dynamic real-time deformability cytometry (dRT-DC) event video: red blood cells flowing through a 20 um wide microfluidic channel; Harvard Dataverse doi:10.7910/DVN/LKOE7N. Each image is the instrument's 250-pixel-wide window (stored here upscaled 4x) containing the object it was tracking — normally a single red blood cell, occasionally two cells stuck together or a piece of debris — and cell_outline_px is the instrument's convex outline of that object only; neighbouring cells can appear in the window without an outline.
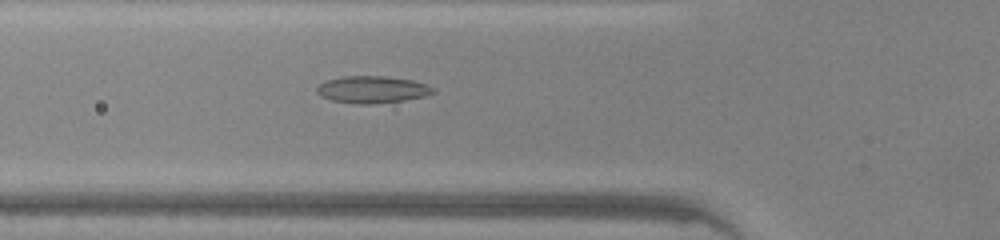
{"species": "common noctule bat (a hibernating species)", "species_latin": "Nyctalus noctula", "temperature_condition": "warm", "stored_images_in_passage": 33, "camera_frame_rate_fps": 3000, "um_per_image_px": 0.085, "animal": {"sex": "male", "body_mass_g": 20.0, "forearm_length_mm": 53.3}, "frame": {"image": 1, "passage_image": 3, "time_ms": 0.667, "image_size_px": [1000, 240], "cell_outline_px": [[436, 92], [424, 96], [404, 100], [372, 104], [356, 104], [332, 100], [320, 96], [316, 92], [316, 88], [320, 84], [328, 80], [344, 76], [384, 76], [412, 80], [436, 88]], "centroid_in_image_um": [31.64, 7.61], "position_along_channel_um": 94.2, "area_um2": 18.26}}
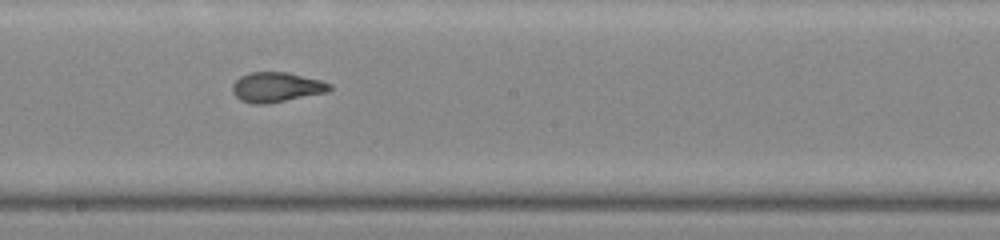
{"frame": {"image": 2, "passage_image": 12, "time_ms": 3.667, "image_size_px": [1000, 240], "cell_outline_px": [[332, 88], [328, 92], [264, 104], [252, 104], [240, 100], [232, 92], [232, 84], [240, 76], [248, 72], [288, 72], [320, 80], [332, 84]], "centroid_in_image_um": [23.48, 7.4], "position_along_channel_um": 224.7, "area_um2": 16.94}}
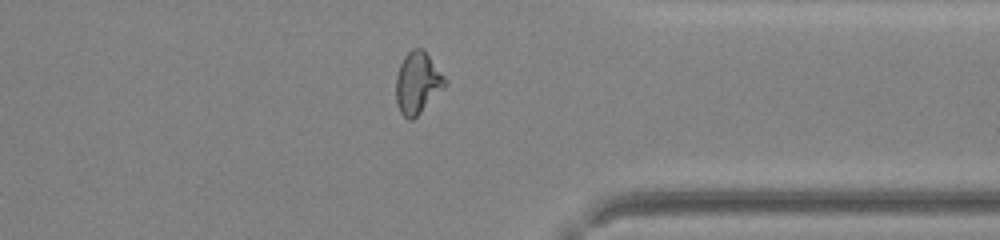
{"frame": {"image": 3, "passage_image": 23, "time_ms": 7.333, "image_size_px": [1000, 240], "cell_outline_px": [[448, 84], [412, 120], [408, 120], [400, 112], [396, 100], [396, 76], [400, 64], [404, 56], [412, 48], [424, 48], [448, 80]], "centroid_in_image_um": [35.51, 7.01], "position_along_channel_um": 375.9, "area_um2": 17.74}, "authors_computed_cell_mechanics": {"area_um2": 17.2822, "velocity_mm_per_s": 4.3466, "shape_relaxation_time_tau1_ms": 11.0107, "shape_relaxation_time_tau2_ms": 1.0717, "deformation_change_tau1": 0.293, "deformation_change_tau2": 0.0685}}